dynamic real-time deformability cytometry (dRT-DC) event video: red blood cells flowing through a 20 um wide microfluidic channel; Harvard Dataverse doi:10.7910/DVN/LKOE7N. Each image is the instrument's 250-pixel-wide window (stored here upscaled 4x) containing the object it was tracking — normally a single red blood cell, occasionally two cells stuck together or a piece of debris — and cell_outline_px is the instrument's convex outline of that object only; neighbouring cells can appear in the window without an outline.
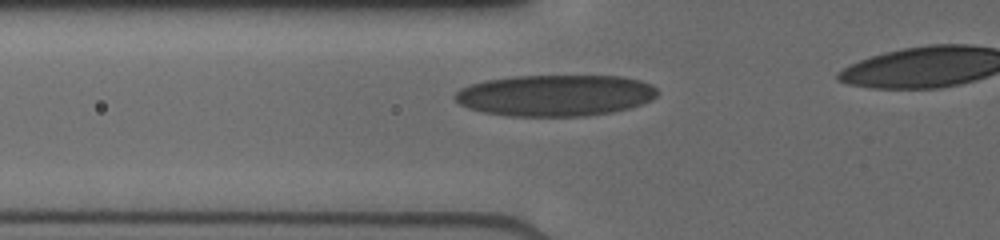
{"species": "human", "species_latin": "Homo sapiens", "temperature_condition": "cold", "stored_images_in_passage": 10, "camera_frame_rate_fps": 3000, "um_per_image_px": 0.085, "donor": {"sex": "male"}, "frame": {"image": 1, "passage_image": 7, "time_ms": 1.667, "image_size_px": [1000, 240], "cell_outline_px": [[660, 92], [652, 100], [628, 108], [612, 112], [584, 116], [508, 116], [484, 112], [468, 108], [460, 104], [452, 96], [460, 88], [468, 84], [484, 80], [512, 76], [624, 76], [640, 80], [652, 84]], "centroid_in_image_um": [47.19, 8.1], "position_along_channel_um": 78.6, "area_um2": 49.19}}
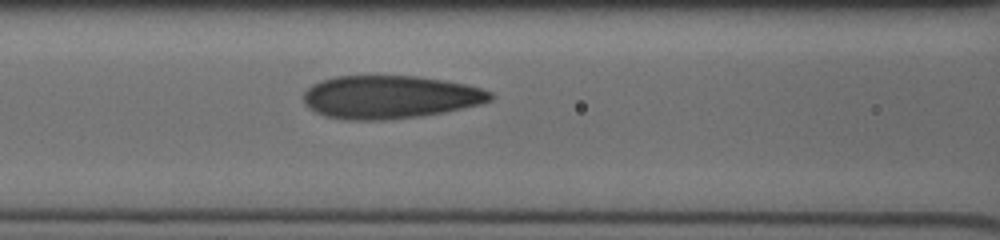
{"frame": {"image": 2, "passage_image": 10, "time_ms": 3.0, "image_size_px": [1000, 240], "cell_outline_px": [[492, 100], [480, 104], [444, 112], [416, 116], [384, 120], [348, 120], [324, 116], [308, 108], [304, 100], [304, 92], [312, 84], [320, 80], [336, 76], [416, 76], [444, 80], [464, 84], [480, 88], [492, 92]], "centroid_in_image_um": [33.11, 8.24], "position_along_channel_um": 133.5, "area_um2": 46.76}}